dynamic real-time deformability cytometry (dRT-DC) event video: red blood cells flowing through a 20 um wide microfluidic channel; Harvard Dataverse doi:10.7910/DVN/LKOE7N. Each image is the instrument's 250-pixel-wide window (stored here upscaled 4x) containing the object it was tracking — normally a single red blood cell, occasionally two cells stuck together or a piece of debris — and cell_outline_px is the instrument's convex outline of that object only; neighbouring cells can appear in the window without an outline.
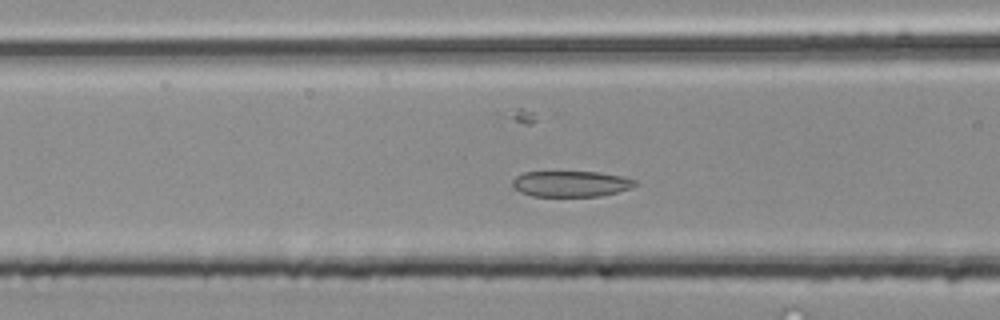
{"species": "common noctule bat (a hibernating species)", "species_latin": "Nyctalus noctula", "temperature_condition": "room temperature", "stored_images_in_passage": 45, "camera_frame_rate_fps": 3000, "um_per_image_px": 0.085, "animal": {"sex": "male", "body_mass_g": 20.4}, "frame": {"image": 1, "passage_image": 14, "time_ms": 4.333, "image_size_px": [1000, 320], "cell_outline_px": [[636, 184], [632, 188], [600, 196], [532, 196], [520, 192], [512, 184], [512, 180], [516, 176], [524, 172], [596, 172], [620, 176], [636, 180]], "centroid_in_image_um": [48.51, 15.62], "position_along_channel_um": 118.1, "area_um2": 18.32}}
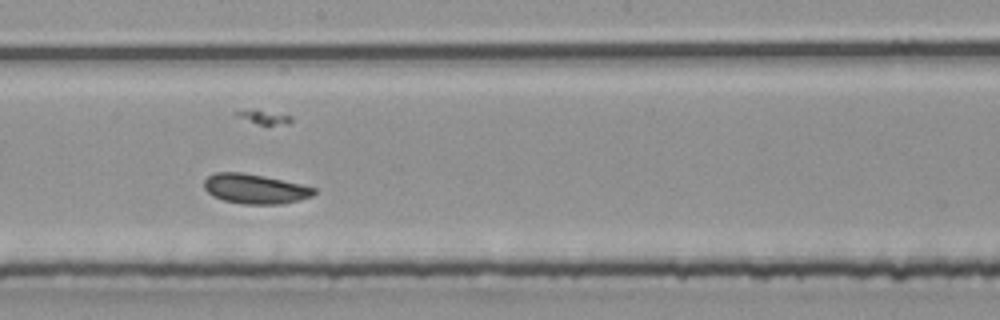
{"frame": {"image": 2, "passage_image": 22, "time_ms": 7.0, "image_size_px": [1000, 320], "cell_outline_px": [[316, 192], [312, 196], [280, 204], [244, 204], [224, 200], [212, 196], [204, 188], [204, 180], [208, 176], [216, 172], [240, 172], [264, 176], [300, 184], [316, 188]], "centroid_in_image_um": [21.65, 16.05], "position_along_channel_um": 226.6, "area_um2": 18.84}}
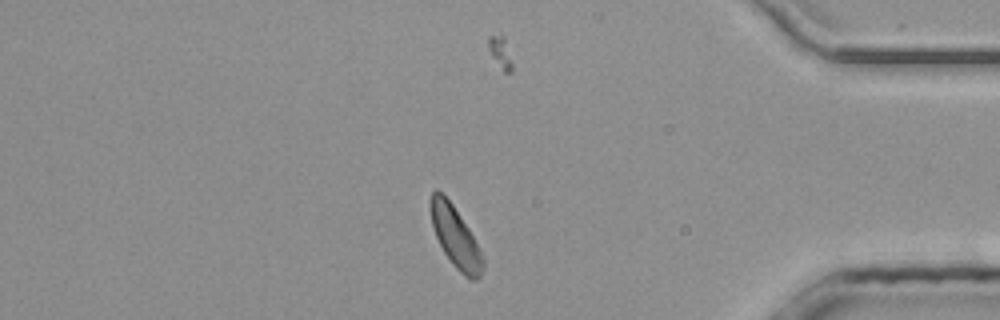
{"frame": {"image": 3, "passage_image": 37, "time_ms": 12.0, "image_size_px": [1000, 320], "cell_outline_px": [[484, 268], [480, 276], [476, 280], [468, 280], [452, 264], [444, 252], [436, 236], [432, 224], [428, 208], [428, 200], [432, 192], [436, 188], [452, 204], [468, 228], [484, 260]], "centroid_in_image_um": [38.67, 20.14], "position_along_channel_um": 396.5, "area_um2": 18.44}, "authors_computed_cell_mechanics": {"area_um2": 18.8428, "velocity_mm_per_s": 4.073, "shape_relaxation_time_tau1_ms": null, "shape_relaxation_time_tau2_ms": 4.3296, "deformation_change_tau1": null, "deformation_change_tau2": 0.1039}}